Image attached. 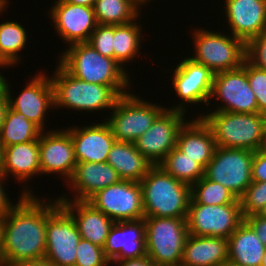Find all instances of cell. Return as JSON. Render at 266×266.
<instances>
[{"label": "cell", "mask_w": 266, "mask_h": 266, "mask_svg": "<svg viewBox=\"0 0 266 266\" xmlns=\"http://www.w3.org/2000/svg\"><path fill=\"white\" fill-rule=\"evenodd\" d=\"M23 187L16 205L3 218L0 254L6 266L45 257L47 217L60 205L57 197L39 198L30 186Z\"/></svg>", "instance_id": "1"}, {"label": "cell", "mask_w": 266, "mask_h": 266, "mask_svg": "<svg viewBox=\"0 0 266 266\" xmlns=\"http://www.w3.org/2000/svg\"><path fill=\"white\" fill-rule=\"evenodd\" d=\"M57 64L54 74L50 75L54 109L65 108L74 112L76 110L91 113L104 112L103 110L110 112L117 99L130 92L131 86H106L77 79Z\"/></svg>", "instance_id": "2"}, {"label": "cell", "mask_w": 266, "mask_h": 266, "mask_svg": "<svg viewBox=\"0 0 266 266\" xmlns=\"http://www.w3.org/2000/svg\"><path fill=\"white\" fill-rule=\"evenodd\" d=\"M140 185L144 218H187L191 186L175 179L160 165H153Z\"/></svg>", "instance_id": "3"}, {"label": "cell", "mask_w": 266, "mask_h": 266, "mask_svg": "<svg viewBox=\"0 0 266 266\" xmlns=\"http://www.w3.org/2000/svg\"><path fill=\"white\" fill-rule=\"evenodd\" d=\"M67 47L59 54L58 63L77 79L106 86H132L128 70L115 59L101 55L88 42Z\"/></svg>", "instance_id": "4"}, {"label": "cell", "mask_w": 266, "mask_h": 266, "mask_svg": "<svg viewBox=\"0 0 266 266\" xmlns=\"http://www.w3.org/2000/svg\"><path fill=\"white\" fill-rule=\"evenodd\" d=\"M196 115L210 127L216 146L223 148L248 149L260 148L266 115L262 113H232L211 111Z\"/></svg>", "instance_id": "5"}, {"label": "cell", "mask_w": 266, "mask_h": 266, "mask_svg": "<svg viewBox=\"0 0 266 266\" xmlns=\"http://www.w3.org/2000/svg\"><path fill=\"white\" fill-rule=\"evenodd\" d=\"M205 29L207 27L191 31L195 53L188 57L215 74L241 67L246 59V44L228 32Z\"/></svg>", "instance_id": "6"}, {"label": "cell", "mask_w": 266, "mask_h": 266, "mask_svg": "<svg viewBox=\"0 0 266 266\" xmlns=\"http://www.w3.org/2000/svg\"><path fill=\"white\" fill-rule=\"evenodd\" d=\"M187 218L148 217L145 220L146 254L157 266H180L189 235Z\"/></svg>", "instance_id": "7"}, {"label": "cell", "mask_w": 266, "mask_h": 266, "mask_svg": "<svg viewBox=\"0 0 266 266\" xmlns=\"http://www.w3.org/2000/svg\"><path fill=\"white\" fill-rule=\"evenodd\" d=\"M130 91L121 95L107 119L116 141L134 143L152 126L164 105L144 100Z\"/></svg>", "instance_id": "8"}, {"label": "cell", "mask_w": 266, "mask_h": 266, "mask_svg": "<svg viewBox=\"0 0 266 266\" xmlns=\"http://www.w3.org/2000/svg\"><path fill=\"white\" fill-rule=\"evenodd\" d=\"M254 151L217 146L204 177L226 187L238 199L252 183Z\"/></svg>", "instance_id": "9"}, {"label": "cell", "mask_w": 266, "mask_h": 266, "mask_svg": "<svg viewBox=\"0 0 266 266\" xmlns=\"http://www.w3.org/2000/svg\"><path fill=\"white\" fill-rule=\"evenodd\" d=\"M186 220L189 234L228 239L244 218L240 199L223 205L197 204L190 199Z\"/></svg>", "instance_id": "10"}, {"label": "cell", "mask_w": 266, "mask_h": 266, "mask_svg": "<svg viewBox=\"0 0 266 266\" xmlns=\"http://www.w3.org/2000/svg\"><path fill=\"white\" fill-rule=\"evenodd\" d=\"M216 97V98H215ZM219 102L212 111H225L232 113H258L256 95L250 88L247 77V60L234 70L216 73L212 84L210 101Z\"/></svg>", "instance_id": "11"}, {"label": "cell", "mask_w": 266, "mask_h": 266, "mask_svg": "<svg viewBox=\"0 0 266 266\" xmlns=\"http://www.w3.org/2000/svg\"><path fill=\"white\" fill-rule=\"evenodd\" d=\"M182 59L179 64H176L171 79L176 93L175 96L181 99L179 100L180 104L177 103L172 108L168 106L166 109L186 114L189 104H196L195 106H197L202 103V105L205 104L208 107L215 73L203 64L193 61L188 56Z\"/></svg>", "instance_id": "12"}, {"label": "cell", "mask_w": 266, "mask_h": 266, "mask_svg": "<svg viewBox=\"0 0 266 266\" xmlns=\"http://www.w3.org/2000/svg\"><path fill=\"white\" fill-rule=\"evenodd\" d=\"M87 201L114 222L144 219L140 182L120 180L98 190Z\"/></svg>", "instance_id": "13"}, {"label": "cell", "mask_w": 266, "mask_h": 266, "mask_svg": "<svg viewBox=\"0 0 266 266\" xmlns=\"http://www.w3.org/2000/svg\"><path fill=\"white\" fill-rule=\"evenodd\" d=\"M41 71L33 77L30 76L32 79L29 82L27 80L28 85L26 84L17 97L14 98V94L11 93L13 91L10 89L11 85L8 80H6L5 92L9 107L25 115L26 119L34 123L43 132L47 128L45 126L46 116L48 112L54 109V99L49 73Z\"/></svg>", "instance_id": "14"}, {"label": "cell", "mask_w": 266, "mask_h": 266, "mask_svg": "<svg viewBox=\"0 0 266 266\" xmlns=\"http://www.w3.org/2000/svg\"><path fill=\"white\" fill-rule=\"evenodd\" d=\"M184 112L164 109L135 142L137 150L153 165H159L176 147L177 135L186 122Z\"/></svg>", "instance_id": "15"}, {"label": "cell", "mask_w": 266, "mask_h": 266, "mask_svg": "<svg viewBox=\"0 0 266 266\" xmlns=\"http://www.w3.org/2000/svg\"><path fill=\"white\" fill-rule=\"evenodd\" d=\"M81 236L72 216L59 205L46 223L45 259L55 266H75Z\"/></svg>", "instance_id": "16"}, {"label": "cell", "mask_w": 266, "mask_h": 266, "mask_svg": "<svg viewBox=\"0 0 266 266\" xmlns=\"http://www.w3.org/2000/svg\"><path fill=\"white\" fill-rule=\"evenodd\" d=\"M39 164L42 175L60 174L57 177H64V183L71 178L77 161L71 134L66 128L41 132L39 136Z\"/></svg>", "instance_id": "17"}, {"label": "cell", "mask_w": 266, "mask_h": 266, "mask_svg": "<svg viewBox=\"0 0 266 266\" xmlns=\"http://www.w3.org/2000/svg\"><path fill=\"white\" fill-rule=\"evenodd\" d=\"M48 10L54 30L67 45L88 42L98 23L93 7L56 0Z\"/></svg>", "instance_id": "18"}, {"label": "cell", "mask_w": 266, "mask_h": 266, "mask_svg": "<svg viewBox=\"0 0 266 266\" xmlns=\"http://www.w3.org/2000/svg\"><path fill=\"white\" fill-rule=\"evenodd\" d=\"M92 122L93 125L65 127L71 134L77 163L107 162L112 145L116 141L109 124Z\"/></svg>", "instance_id": "19"}, {"label": "cell", "mask_w": 266, "mask_h": 266, "mask_svg": "<svg viewBox=\"0 0 266 266\" xmlns=\"http://www.w3.org/2000/svg\"><path fill=\"white\" fill-rule=\"evenodd\" d=\"M224 4L231 35L246 44L266 32V0H225Z\"/></svg>", "instance_id": "20"}, {"label": "cell", "mask_w": 266, "mask_h": 266, "mask_svg": "<svg viewBox=\"0 0 266 266\" xmlns=\"http://www.w3.org/2000/svg\"><path fill=\"white\" fill-rule=\"evenodd\" d=\"M116 170L107 162H82L75 165L71 178L66 186L72 191L67 195L57 197L59 201H87L98 190L104 189L120 181ZM75 193V194H74ZM72 197V198H71Z\"/></svg>", "instance_id": "21"}, {"label": "cell", "mask_w": 266, "mask_h": 266, "mask_svg": "<svg viewBox=\"0 0 266 266\" xmlns=\"http://www.w3.org/2000/svg\"><path fill=\"white\" fill-rule=\"evenodd\" d=\"M103 251L109 261L146 256L145 220L114 222Z\"/></svg>", "instance_id": "22"}, {"label": "cell", "mask_w": 266, "mask_h": 266, "mask_svg": "<svg viewBox=\"0 0 266 266\" xmlns=\"http://www.w3.org/2000/svg\"><path fill=\"white\" fill-rule=\"evenodd\" d=\"M0 173L7 178V181L10 177H14L18 183H25L24 185L34 175H41L39 138L35 141L15 144L0 149Z\"/></svg>", "instance_id": "23"}, {"label": "cell", "mask_w": 266, "mask_h": 266, "mask_svg": "<svg viewBox=\"0 0 266 266\" xmlns=\"http://www.w3.org/2000/svg\"><path fill=\"white\" fill-rule=\"evenodd\" d=\"M72 216L82 239L104 247L114 221L88 201H59Z\"/></svg>", "instance_id": "24"}, {"label": "cell", "mask_w": 266, "mask_h": 266, "mask_svg": "<svg viewBox=\"0 0 266 266\" xmlns=\"http://www.w3.org/2000/svg\"><path fill=\"white\" fill-rule=\"evenodd\" d=\"M176 147L204 168L212 159L216 142L210 127L201 117L188 119L177 135Z\"/></svg>", "instance_id": "25"}, {"label": "cell", "mask_w": 266, "mask_h": 266, "mask_svg": "<svg viewBox=\"0 0 266 266\" xmlns=\"http://www.w3.org/2000/svg\"><path fill=\"white\" fill-rule=\"evenodd\" d=\"M227 262V238L188 235L180 266H222Z\"/></svg>", "instance_id": "26"}, {"label": "cell", "mask_w": 266, "mask_h": 266, "mask_svg": "<svg viewBox=\"0 0 266 266\" xmlns=\"http://www.w3.org/2000/svg\"><path fill=\"white\" fill-rule=\"evenodd\" d=\"M228 241V263L235 266H260L266 247L244 220Z\"/></svg>", "instance_id": "27"}, {"label": "cell", "mask_w": 266, "mask_h": 266, "mask_svg": "<svg viewBox=\"0 0 266 266\" xmlns=\"http://www.w3.org/2000/svg\"><path fill=\"white\" fill-rule=\"evenodd\" d=\"M107 163L118 173L121 180L140 182L153 166L135 147L134 143L115 141Z\"/></svg>", "instance_id": "28"}, {"label": "cell", "mask_w": 266, "mask_h": 266, "mask_svg": "<svg viewBox=\"0 0 266 266\" xmlns=\"http://www.w3.org/2000/svg\"><path fill=\"white\" fill-rule=\"evenodd\" d=\"M143 5L140 0H96L93 11L99 25H124L142 18Z\"/></svg>", "instance_id": "29"}, {"label": "cell", "mask_w": 266, "mask_h": 266, "mask_svg": "<svg viewBox=\"0 0 266 266\" xmlns=\"http://www.w3.org/2000/svg\"><path fill=\"white\" fill-rule=\"evenodd\" d=\"M137 22V23H136ZM142 25L134 20L124 25H114L113 49L114 59L127 69L124 64L132 63L140 55L142 41ZM142 41V42H141ZM134 58V59H133Z\"/></svg>", "instance_id": "30"}, {"label": "cell", "mask_w": 266, "mask_h": 266, "mask_svg": "<svg viewBox=\"0 0 266 266\" xmlns=\"http://www.w3.org/2000/svg\"><path fill=\"white\" fill-rule=\"evenodd\" d=\"M41 132L34 123L26 119L25 115L8 107L0 128V149L35 141L39 138Z\"/></svg>", "instance_id": "31"}, {"label": "cell", "mask_w": 266, "mask_h": 266, "mask_svg": "<svg viewBox=\"0 0 266 266\" xmlns=\"http://www.w3.org/2000/svg\"><path fill=\"white\" fill-rule=\"evenodd\" d=\"M27 39V30L21 23L11 20L0 23V61L9 67L18 65Z\"/></svg>", "instance_id": "32"}, {"label": "cell", "mask_w": 266, "mask_h": 266, "mask_svg": "<svg viewBox=\"0 0 266 266\" xmlns=\"http://www.w3.org/2000/svg\"><path fill=\"white\" fill-rule=\"evenodd\" d=\"M175 179L192 186L204 176V167L177 147L172 149L159 164Z\"/></svg>", "instance_id": "33"}, {"label": "cell", "mask_w": 266, "mask_h": 266, "mask_svg": "<svg viewBox=\"0 0 266 266\" xmlns=\"http://www.w3.org/2000/svg\"><path fill=\"white\" fill-rule=\"evenodd\" d=\"M191 199L205 205L232 204L238 200L226 187L204 176L191 186Z\"/></svg>", "instance_id": "34"}, {"label": "cell", "mask_w": 266, "mask_h": 266, "mask_svg": "<svg viewBox=\"0 0 266 266\" xmlns=\"http://www.w3.org/2000/svg\"><path fill=\"white\" fill-rule=\"evenodd\" d=\"M243 218L258 214L266 205V181L253 182L240 198Z\"/></svg>", "instance_id": "35"}, {"label": "cell", "mask_w": 266, "mask_h": 266, "mask_svg": "<svg viewBox=\"0 0 266 266\" xmlns=\"http://www.w3.org/2000/svg\"><path fill=\"white\" fill-rule=\"evenodd\" d=\"M103 248L90 241L80 239L77 245L75 266H110Z\"/></svg>", "instance_id": "36"}, {"label": "cell", "mask_w": 266, "mask_h": 266, "mask_svg": "<svg viewBox=\"0 0 266 266\" xmlns=\"http://www.w3.org/2000/svg\"><path fill=\"white\" fill-rule=\"evenodd\" d=\"M247 77L250 88L256 95L258 113L266 115V71L247 61Z\"/></svg>", "instance_id": "37"}, {"label": "cell", "mask_w": 266, "mask_h": 266, "mask_svg": "<svg viewBox=\"0 0 266 266\" xmlns=\"http://www.w3.org/2000/svg\"><path fill=\"white\" fill-rule=\"evenodd\" d=\"M114 25H97L88 43L101 55L114 59Z\"/></svg>", "instance_id": "38"}, {"label": "cell", "mask_w": 266, "mask_h": 266, "mask_svg": "<svg viewBox=\"0 0 266 266\" xmlns=\"http://www.w3.org/2000/svg\"><path fill=\"white\" fill-rule=\"evenodd\" d=\"M245 55L249 63L266 71V32L246 43Z\"/></svg>", "instance_id": "39"}, {"label": "cell", "mask_w": 266, "mask_h": 266, "mask_svg": "<svg viewBox=\"0 0 266 266\" xmlns=\"http://www.w3.org/2000/svg\"><path fill=\"white\" fill-rule=\"evenodd\" d=\"M251 173L253 182L266 181V152L261 150L254 152Z\"/></svg>", "instance_id": "40"}, {"label": "cell", "mask_w": 266, "mask_h": 266, "mask_svg": "<svg viewBox=\"0 0 266 266\" xmlns=\"http://www.w3.org/2000/svg\"><path fill=\"white\" fill-rule=\"evenodd\" d=\"M244 220L253 228L260 241L266 247V217L253 214L245 217Z\"/></svg>", "instance_id": "41"}, {"label": "cell", "mask_w": 266, "mask_h": 266, "mask_svg": "<svg viewBox=\"0 0 266 266\" xmlns=\"http://www.w3.org/2000/svg\"><path fill=\"white\" fill-rule=\"evenodd\" d=\"M6 177L0 173V219H3L10 211L11 209L16 205L10 201L9 194H7L4 187L6 184ZM5 183V184H4Z\"/></svg>", "instance_id": "42"}, {"label": "cell", "mask_w": 266, "mask_h": 266, "mask_svg": "<svg viewBox=\"0 0 266 266\" xmlns=\"http://www.w3.org/2000/svg\"><path fill=\"white\" fill-rule=\"evenodd\" d=\"M118 266H157L147 255L140 258L110 261V264Z\"/></svg>", "instance_id": "43"}, {"label": "cell", "mask_w": 266, "mask_h": 266, "mask_svg": "<svg viewBox=\"0 0 266 266\" xmlns=\"http://www.w3.org/2000/svg\"><path fill=\"white\" fill-rule=\"evenodd\" d=\"M11 266H55V265L49 260L43 258L39 260L21 261Z\"/></svg>", "instance_id": "44"}, {"label": "cell", "mask_w": 266, "mask_h": 266, "mask_svg": "<svg viewBox=\"0 0 266 266\" xmlns=\"http://www.w3.org/2000/svg\"><path fill=\"white\" fill-rule=\"evenodd\" d=\"M8 98L6 92L0 95V128L5 118L6 111L8 109Z\"/></svg>", "instance_id": "45"}, {"label": "cell", "mask_w": 266, "mask_h": 266, "mask_svg": "<svg viewBox=\"0 0 266 266\" xmlns=\"http://www.w3.org/2000/svg\"><path fill=\"white\" fill-rule=\"evenodd\" d=\"M9 66L7 64H5L4 62L0 61V69H6ZM5 85H6V77L3 75V72L1 74L0 72V95H2L5 92Z\"/></svg>", "instance_id": "46"}, {"label": "cell", "mask_w": 266, "mask_h": 266, "mask_svg": "<svg viewBox=\"0 0 266 266\" xmlns=\"http://www.w3.org/2000/svg\"><path fill=\"white\" fill-rule=\"evenodd\" d=\"M65 2H68L70 4H77L80 6H88L93 7L96 0H64Z\"/></svg>", "instance_id": "47"}, {"label": "cell", "mask_w": 266, "mask_h": 266, "mask_svg": "<svg viewBox=\"0 0 266 266\" xmlns=\"http://www.w3.org/2000/svg\"><path fill=\"white\" fill-rule=\"evenodd\" d=\"M259 150L266 152V123L263 130V138Z\"/></svg>", "instance_id": "48"}, {"label": "cell", "mask_w": 266, "mask_h": 266, "mask_svg": "<svg viewBox=\"0 0 266 266\" xmlns=\"http://www.w3.org/2000/svg\"><path fill=\"white\" fill-rule=\"evenodd\" d=\"M9 2H10L9 0H0V14L6 10L5 8H7V6L9 7L8 5L10 4Z\"/></svg>", "instance_id": "49"}, {"label": "cell", "mask_w": 266, "mask_h": 266, "mask_svg": "<svg viewBox=\"0 0 266 266\" xmlns=\"http://www.w3.org/2000/svg\"><path fill=\"white\" fill-rule=\"evenodd\" d=\"M2 229H3V219H0V252H1Z\"/></svg>", "instance_id": "50"}, {"label": "cell", "mask_w": 266, "mask_h": 266, "mask_svg": "<svg viewBox=\"0 0 266 266\" xmlns=\"http://www.w3.org/2000/svg\"><path fill=\"white\" fill-rule=\"evenodd\" d=\"M258 215L266 217V205L262 208V210L258 213Z\"/></svg>", "instance_id": "51"}, {"label": "cell", "mask_w": 266, "mask_h": 266, "mask_svg": "<svg viewBox=\"0 0 266 266\" xmlns=\"http://www.w3.org/2000/svg\"><path fill=\"white\" fill-rule=\"evenodd\" d=\"M260 266H266V251H265V254L263 256V259H262V262H261Z\"/></svg>", "instance_id": "52"}, {"label": "cell", "mask_w": 266, "mask_h": 266, "mask_svg": "<svg viewBox=\"0 0 266 266\" xmlns=\"http://www.w3.org/2000/svg\"><path fill=\"white\" fill-rule=\"evenodd\" d=\"M0 266H6L5 261L3 257L1 256V254H0Z\"/></svg>", "instance_id": "53"}, {"label": "cell", "mask_w": 266, "mask_h": 266, "mask_svg": "<svg viewBox=\"0 0 266 266\" xmlns=\"http://www.w3.org/2000/svg\"><path fill=\"white\" fill-rule=\"evenodd\" d=\"M141 2H143L145 5L148 4L151 0H140Z\"/></svg>", "instance_id": "54"}, {"label": "cell", "mask_w": 266, "mask_h": 266, "mask_svg": "<svg viewBox=\"0 0 266 266\" xmlns=\"http://www.w3.org/2000/svg\"><path fill=\"white\" fill-rule=\"evenodd\" d=\"M222 266H235V265H233V264H230V263H225V264H223Z\"/></svg>", "instance_id": "55"}]
</instances>
